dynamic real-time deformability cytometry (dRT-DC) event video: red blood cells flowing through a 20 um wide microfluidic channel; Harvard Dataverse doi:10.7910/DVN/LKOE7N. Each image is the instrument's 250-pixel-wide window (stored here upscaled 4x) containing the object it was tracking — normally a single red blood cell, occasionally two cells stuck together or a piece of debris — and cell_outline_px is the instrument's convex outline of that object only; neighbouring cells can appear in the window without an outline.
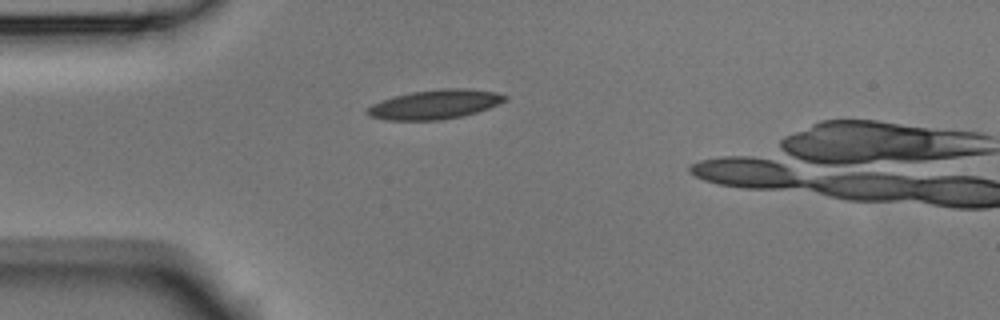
{"species": "Egyptian fruit bat (a non-hibernating species)", "species_latin": "Rousettus aegyptiacus", "temperature_condition": "room temperature", "stored_images_in_passage": 4, "camera_frame_rate_fps": 3000, "um_per_image_px": 0.085, "animal": {"sex": "male"}, "frame": {"image": 1, "passage_image": 4, "time_ms": 1.0, "image_size_px": [1000, 320], "cell_outline_px": [[508, 100], [488, 108], [476, 112], [460, 116], [440, 120], [388, 120], [368, 116], [364, 112], [372, 104], [396, 96], [412, 92], [440, 88], [468, 88], [496, 92], [508, 96]], "centroid_in_image_um": [36.99, 8.87], "position_along_channel_um": 48.0, "area_um2": 23.41}}